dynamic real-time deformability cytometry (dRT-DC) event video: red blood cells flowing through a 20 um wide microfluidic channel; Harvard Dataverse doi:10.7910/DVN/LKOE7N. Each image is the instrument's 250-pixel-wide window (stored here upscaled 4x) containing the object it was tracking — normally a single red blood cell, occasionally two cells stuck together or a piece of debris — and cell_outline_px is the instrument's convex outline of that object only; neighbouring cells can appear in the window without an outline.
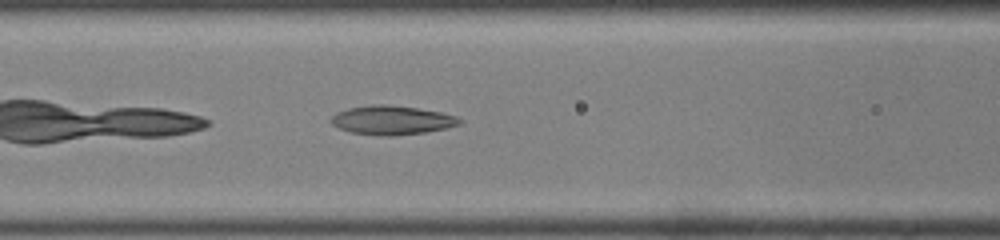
{"species": "common noctule bat (a hibernating species)", "species_latin": "Nyctalus noctula", "temperature_condition": "room temperature", "stored_images_in_passage": 35, "camera_frame_rate_fps": 3000, "um_per_image_px": 0.085, "animal": {"sex": "male", "body_mass_g": 19.0, "forearm_length_mm": 50.8}, "frame": {"image": 1, "passage_image": 7, "time_ms": 2.0, "image_size_px": [1000, 240], "cell_outline_px": [[464, 120], [460, 124], [444, 128], [424, 132], [392, 136], [380, 136], [352, 132], [340, 128], [332, 124], [332, 116], [336, 112], [348, 108], [372, 104], [388, 104], [416, 108], [440, 112], [456, 116]], "centroid_in_image_um": [33.31, 10.2], "position_along_channel_um": 133.3, "area_um2": 21.56}}
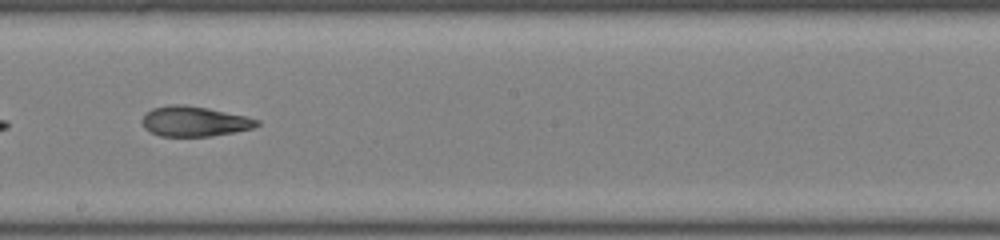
{"frame": {"image": 2, "passage_image": 14, "time_ms": 4.333, "image_size_px": [1000, 240], "cell_outline_px": [[260, 124], [252, 128], [212, 136], [160, 136], [144, 128], [140, 120], [152, 108], [172, 104], [184, 104], [208, 108], [244, 116], [260, 120]], "centroid_in_image_um": [16.49, 10.31], "position_along_channel_um": 231.7, "area_um2": 20.0}}
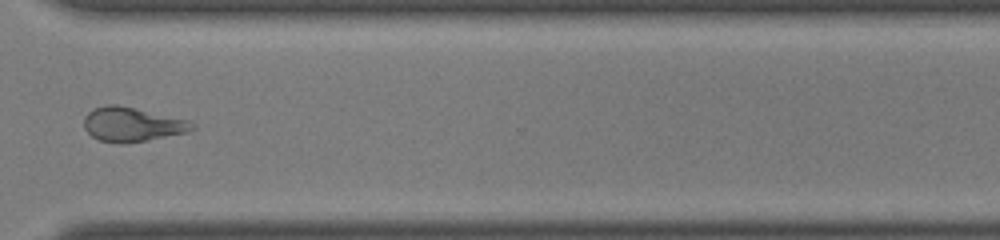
{"frame": {"image": 3, "passage_image": 23, "time_ms": 7.333, "image_size_px": [1000, 240], "cell_outline_px": [[196, 128], [188, 132], [124, 144], [120, 144], [100, 140], [92, 136], [84, 128], [84, 116], [92, 108], [104, 104], [116, 104], [136, 108], [192, 120], [196, 124]], "centroid_in_image_um": [11.25, 10.56], "position_along_channel_um": 359.3, "area_um2": 21.96}, "authors_computed_cell_mechanics": {"area_um2": 21.5594, "velocity_mm_per_s": 4.234, "shape_relaxation_time_tau1_ms": null, "shape_relaxation_time_tau2_ms": 3.5046, "deformation_change_tau1": null, "deformation_change_tau2": 0.1138}}